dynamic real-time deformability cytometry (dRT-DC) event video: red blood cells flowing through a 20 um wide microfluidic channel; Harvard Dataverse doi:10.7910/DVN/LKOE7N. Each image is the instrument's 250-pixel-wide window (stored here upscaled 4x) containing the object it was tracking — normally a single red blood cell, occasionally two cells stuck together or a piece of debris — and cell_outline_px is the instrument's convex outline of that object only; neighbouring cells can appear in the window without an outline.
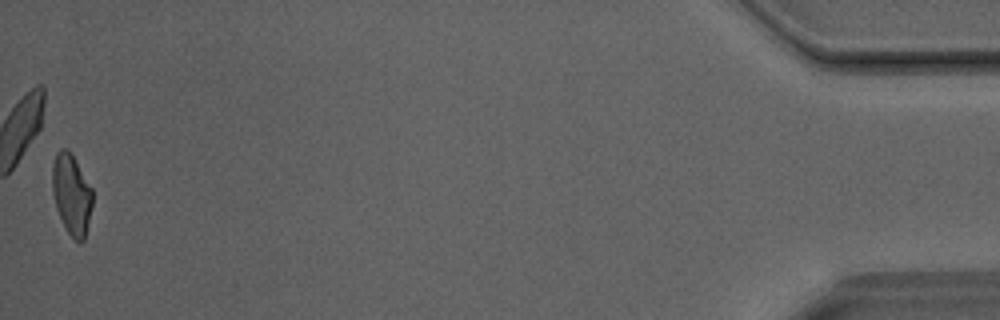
{"species": "Egyptian fruit bat (a non-hibernating species)", "species_latin": "Rousettus aegyptiacus", "temperature_condition": "room temperature", "stored_images_in_passage": 32, "camera_frame_rate_fps": 3000, "um_per_image_px": 0.085, "animal": {"sex": "male"}, "frame": {"image": 1, "passage_image": 32, "time_ms": 10.333, "image_size_px": [1000, 320], "cell_outline_px": [[92, 204], [84, 240], [76, 240], [64, 228], [56, 208], [52, 192], [52, 164], [56, 152], [60, 148], [64, 148], [72, 156], [92, 188]], "centroid_in_image_um": [6.05, 16.52], "position_along_channel_um": 429.1, "area_um2": 18.55}}